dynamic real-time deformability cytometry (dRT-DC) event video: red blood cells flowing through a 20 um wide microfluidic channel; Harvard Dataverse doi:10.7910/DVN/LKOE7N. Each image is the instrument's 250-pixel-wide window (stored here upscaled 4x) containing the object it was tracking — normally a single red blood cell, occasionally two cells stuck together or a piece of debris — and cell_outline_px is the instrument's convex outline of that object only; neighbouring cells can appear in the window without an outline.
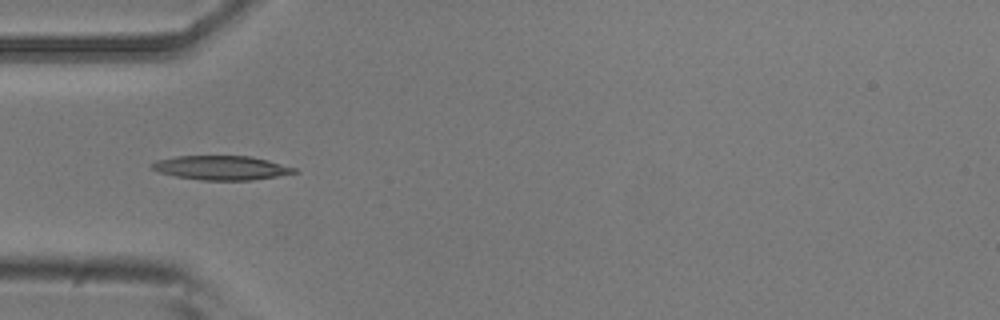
{"species": "common noctule bat (a hibernating species)", "species_latin": "Nyctalus noctula", "temperature_condition": "room temperature", "stored_images_in_passage": 7, "camera_frame_rate_fps": 3000, "um_per_image_px": 0.085, "animal": {"sex": "male", "body_mass_g": 20.5, "forearm_length_mm": 52.5}, "frame": {"image": 1, "passage_image": 4, "time_ms": 1.0, "image_size_px": [1000, 320], "cell_outline_px": [[300, 172], [252, 180], [200, 180], [176, 176], [160, 172], [152, 168], [148, 164], [156, 160], [176, 156], [252, 156], [268, 160], [296, 168]], "centroid_in_image_um": [18.81, 14.26], "position_along_channel_um": 66.2, "area_um2": 20.06}}
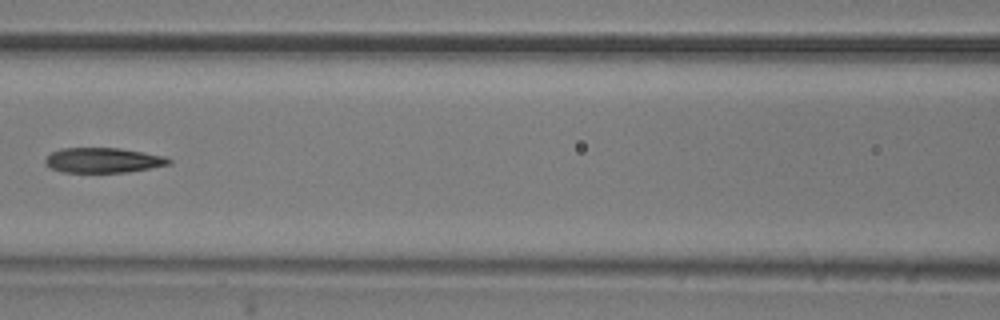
{"frame": {"image": 2, "passage_image": 6, "time_ms": 1.667, "image_size_px": [1000, 320], "cell_outline_px": [[172, 164], [128, 172], [64, 172], [52, 168], [44, 164], [44, 160], [52, 152], [60, 148], [120, 148], [164, 156], [172, 160]], "centroid_in_image_um": [8.77, 13.62], "position_along_channel_um": 157.8, "area_um2": 17.98}}
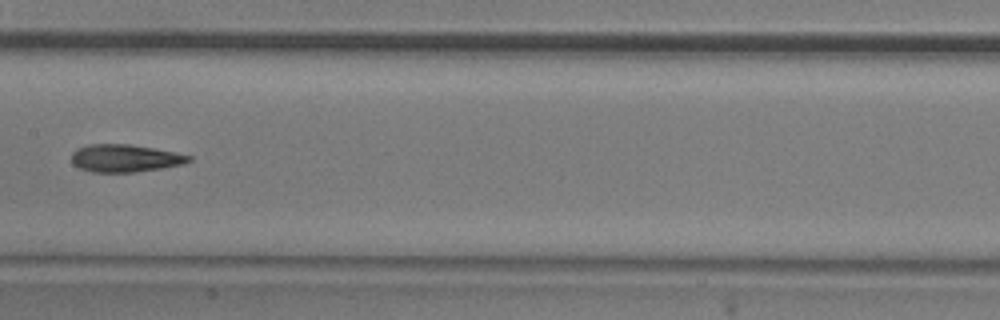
{"frame": {"image": 3, "passage_image": 7, "time_ms": 2.0, "image_size_px": [1000, 320], "cell_outline_px": [[192, 160], [184, 164], [136, 172], [92, 172], [80, 168], [72, 164], [72, 152], [76, 148], [88, 144], [128, 144], [152, 148], [192, 156]], "centroid_in_image_um": [10.59, 13.45], "position_along_channel_um": 196.8, "area_um2": 18.79}}